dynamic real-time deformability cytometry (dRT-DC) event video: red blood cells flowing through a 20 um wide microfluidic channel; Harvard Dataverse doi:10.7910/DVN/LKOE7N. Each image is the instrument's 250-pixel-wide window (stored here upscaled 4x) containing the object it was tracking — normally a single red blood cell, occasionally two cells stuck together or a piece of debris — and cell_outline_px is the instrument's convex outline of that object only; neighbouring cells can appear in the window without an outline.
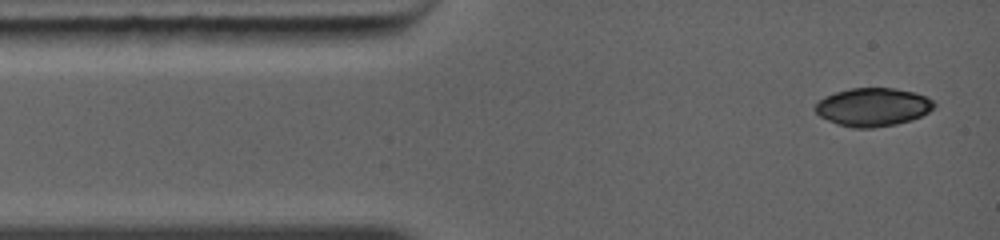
{"species": "common noctule bat (a hibernating species)", "species_latin": "Nyctalus noctula", "temperature_condition": "warm", "stored_images_in_passage": 3, "camera_frame_rate_fps": 5000, "um_per_image_px": 0.085, "animal": {"sex": "female", "body_mass_g": 19.0, "forearm_length_mm": 56.7}, "frame": {"image": 1, "passage_image": 1, "time_ms": 0.0, "image_size_px": [1000, 240], "cell_outline_px": [[936, 104], [928, 112], [912, 120], [896, 124], [872, 128], [852, 128], [836, 124], [820, 116], [816, 112], [816, 104], [824, 96], [836, 92], [852, 88], [892, 88], [916, 92], [932, 100]], "centroid_in_image_um": [74.19, 9.1], "position_along_channel_um": 10.8, "area_um2": 26.41}}
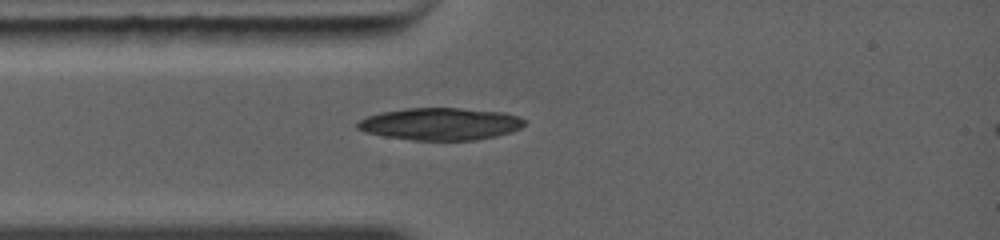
{"frame": {"image": 2, "passage_image": 3, "time_ms": 2.0, "image_size_px": [1000, 240], "cell_outline_px": [[528, 120], [520, 128], [512, 132], [496, 136], [476, 140], [412, 140], [384, 136], [364, 132], [356, 128], [356, 124], [360, 120], [368, 116], [380, 112], [404, 108], [460, 108], [504, 112], [520, 116]], "centroid_in_image_um": [37.46, 10.53], "position_along_channel_um": 47.5, "area_um2": 31.67}}